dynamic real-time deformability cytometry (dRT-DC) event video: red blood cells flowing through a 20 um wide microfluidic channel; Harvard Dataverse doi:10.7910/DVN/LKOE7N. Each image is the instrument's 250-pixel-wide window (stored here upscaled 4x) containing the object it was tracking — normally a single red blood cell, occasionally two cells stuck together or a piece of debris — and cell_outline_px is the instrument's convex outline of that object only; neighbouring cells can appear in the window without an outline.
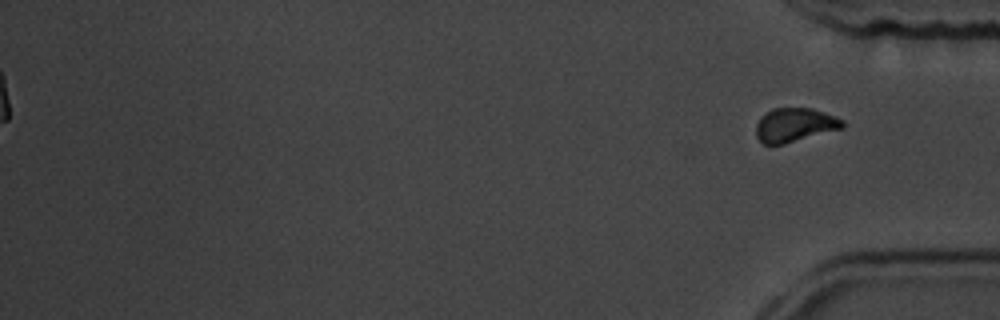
{"species": "common noctule bat (a hibernating species)", "species_latin": "Nyctalus noctula", "temperature_condition": "room temperature", "stored_images_in_passage": 57, "segment_of_instrument_passage": [2, 2], "camera_frame_rate_fps": 3000, "um_per_image_px": 0.085, "animal": {"sex": "male", "body_mass_g": 19.5, "forearm_length_mm": 54.6}, "frame": {"image": 1, "passage_image": 57, "time_ms": 18.667, "image_size_px": [1000, 320], "cell_outline_px": [[844, 128], [784, 144], [764, 144], [756, 136], [756, 124], [760, 116], [772, 108], [812, 108], [824, 112], [844, 120]], "centroid_in_image_um": [67.55, 10.61], "position_along_channel_um": 367.7, "area_um2": 17.17}}